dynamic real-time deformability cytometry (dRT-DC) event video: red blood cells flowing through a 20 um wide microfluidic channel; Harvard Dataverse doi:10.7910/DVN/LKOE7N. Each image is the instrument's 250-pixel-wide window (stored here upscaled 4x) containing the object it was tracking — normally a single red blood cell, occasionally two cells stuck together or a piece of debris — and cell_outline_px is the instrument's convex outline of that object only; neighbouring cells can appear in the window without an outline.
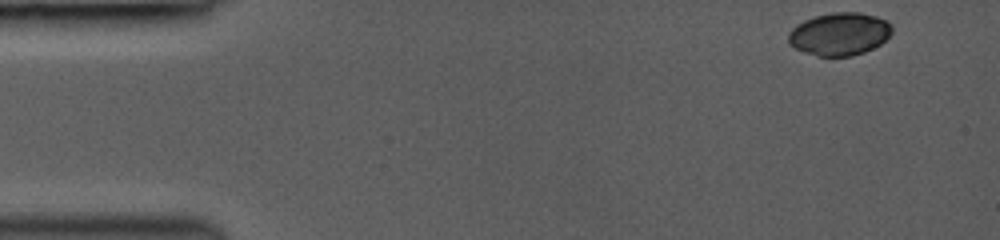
{"species": "common noctule bat (a hibernating species)", "species_latin": "Nyctalus noctula", "temperature_condition": "room temperature", "stored_images_in_passage": 4, "camera_frame_rate_fps": 3000, "um_per_image_px": 0.085, "animal": {"sex": "female", "body_mass_g": 19.0, "forearm_length_mm": 53.3}, "frame": {"image": 1, "passage_image": 1, "time_ms": 0.0, "image_size_px": [1000, 240], "cell_outline_px": [[892, 32], [880, 44], [864, 52], [852, 56], [820, 56], [804, 52], [788, 44], [788, 32], [796, 24], [804, 20], [816, 16], [832, 12], [860, 12], [876, 16], [892, 24]], "centroid_in_image_um": [71.34, 2.88], "position_along_channel_um": 13.7, "area_um2": 25.84}}
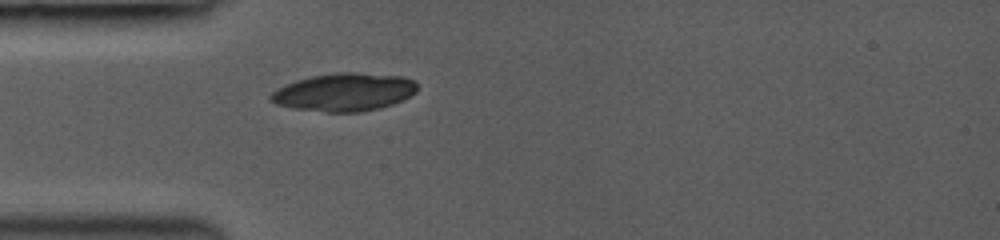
{"frame": {"image": 2, "passage_image": 4, "time_ms": 3.667, "image_size_px": [1000, 240], "cell_outline_px": [[416, 92], [404, 100], [380, 108], [360, 112], [324, 112], [292, 108], [276, 104], [268, 100], [268, 96], [272, 92], [296, 80], [312, 76], [336, 72], [356, 72], [404, 76], [412, 80], [416, 84]], "centroid_in_image_um": [29.26, 7.83], "position_along_channel_um": 55.7, "area_um2": 32.54}}